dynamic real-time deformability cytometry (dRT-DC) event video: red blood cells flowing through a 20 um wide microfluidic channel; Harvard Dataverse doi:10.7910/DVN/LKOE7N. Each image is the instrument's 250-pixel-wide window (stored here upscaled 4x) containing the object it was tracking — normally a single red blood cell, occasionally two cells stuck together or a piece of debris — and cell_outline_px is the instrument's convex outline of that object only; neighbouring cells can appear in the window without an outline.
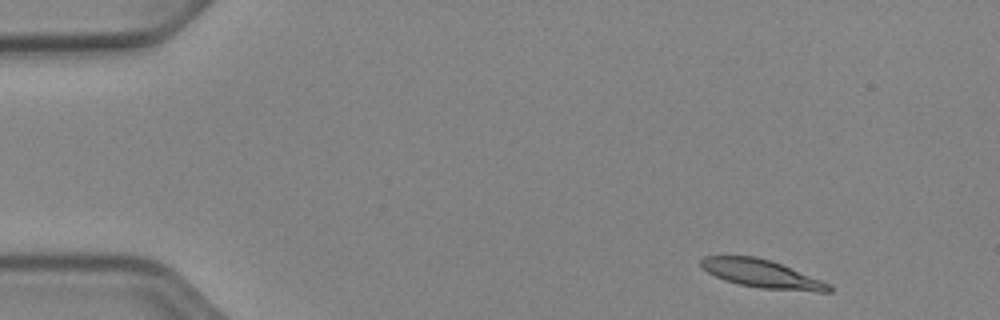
{"species": "Egyptian fruit bat (a non-hibernating species)", "species_latin": "Rousettus aegyptiacus", "temperature_condition": "cold", "stored_images_in_passage": 47, "camera_frame_rate_fps": 3000, "um_per_image_px": 0.085, "animal": {"sex": "female"}, "frame": {"image": 1, "passage_image": 1, "time_ms": 0.0, "image_size_px": [1000, 320], "cell_outline_px": [[832, 292], [816, 292], [760, 288], [740, 284], [724, 280], [708, 272], [700, 264], [700, 260], [704, 256], [756, 256], [772, 260], [820, 280], [828, 284], [832, 288]], "centroid_in_image_um": [64.75, 23.27], "position_along_channel_um": 20.3, "area_um2": 20.75}}
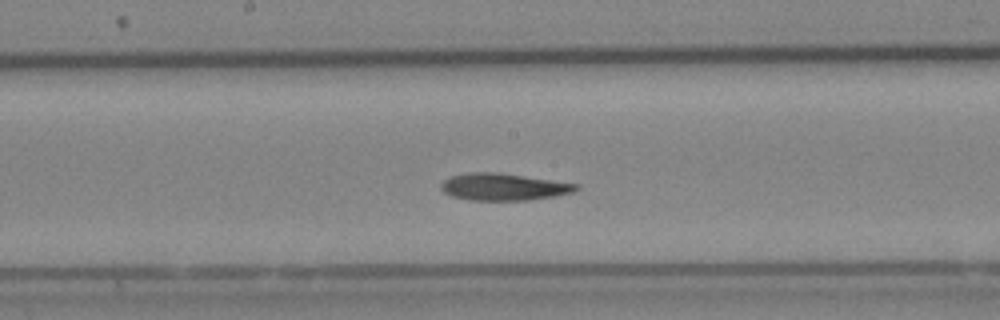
{"frame": {"image": 2, "passage_image": 23, "time_ms": 7.333, "image_size_px": [1000, 320], "cell_outline_px": [[580, 188], [572, 192], [556, 196], [528, 200], [468, 200], [452, 196], [444, 192], [440, 188], [440, 184], [444, 180], [452, 176], [472, 172], [496, 172], [580, 184]], "centroid_in_image_um": [42.81, 15.89], "position_along_channel_um": 205.4, "area_um2": 21.21}}
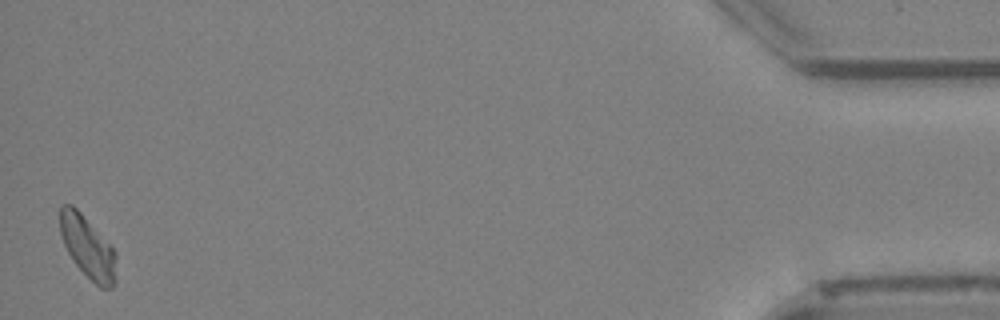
{"frame": {"image": 3, "passage_image": 47, "time_ms": 15.333, "image_size_px": [1000, 320], "cell_outline_px": [[116, 280], [112, 288], [100, 288], [76, 264], [68, 252], [64, 244], [60, 232], [60, 208], [64, 204], [72, 204], [80, 212], [116, 252]], "centroid_in_image_um": [7.47, 21.02], "position_along_channel_um": 427.7, "area_um2": 19.88}, "authors_computed_cell_mechanics": {"area_um2": 21.0392, "velocity_mm_per_s": 3.875, "shape_relaxation_time_tau1_ms": 6.6405, "shape_relaxation_time_tau2_ms": null, "deformation_change_tau1": 0.1879, "deformation_change_tau2": null}}